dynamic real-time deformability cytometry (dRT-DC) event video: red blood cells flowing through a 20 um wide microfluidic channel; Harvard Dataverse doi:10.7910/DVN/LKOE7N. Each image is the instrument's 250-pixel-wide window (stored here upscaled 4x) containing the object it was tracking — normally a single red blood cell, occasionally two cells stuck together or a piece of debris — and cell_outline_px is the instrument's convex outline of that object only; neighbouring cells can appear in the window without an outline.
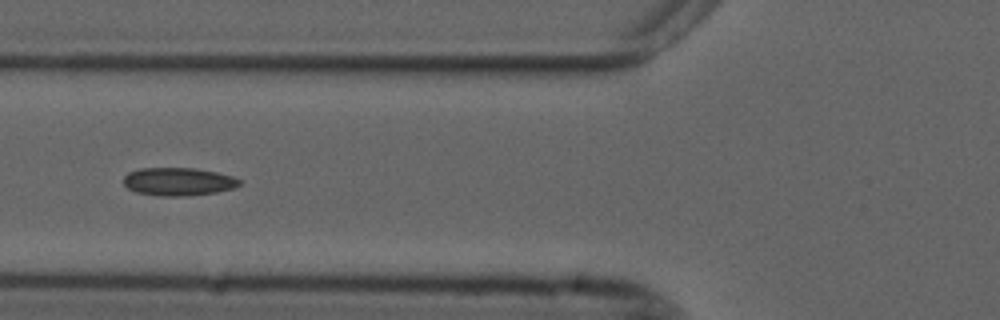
{"species": "common noctule bat (a hibernating species)", "species_latin": "Nyctalus noctula", "temperature_condition": "cold", "stored_images_in_passage": 53, "camera_frame_rate_fps": 3000, "um_per_image_px": 0.085, "animal": {"sex": "male", "forearm_length_mm": 52.5}, "frame": {"image": 1, "passage_image": 20, "time_ms": 6.333, "image_size_px": [1000, 320], "cell_outline_px": [[240, 184], [232, 188], [216, 192], [184, 196], [164, 196], [136, 192], [128, 188], [124, 184], [124, 176], [128, 172], [140, 168], [196, 168], [216, 172], [232, 176], [240, 180]], "centroid_in_image_um": [15.14, 15.43], "position_along_channel_um": 110.7, "area_um2": 18.79}}
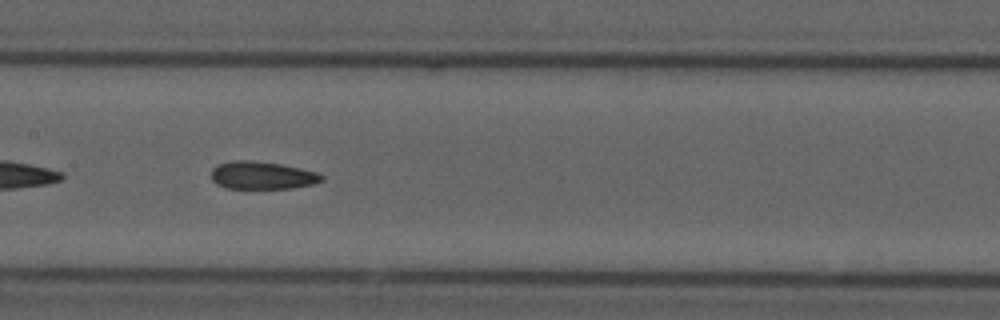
{"frame": {"image": 2, "passage_image": 26, "time_ms": 8.333, "image_size_px": [1000, 320], "cell_outline_px": [[324, 180], [312, 184], [292, 188], [228, 188], [216, 184], [212, 180], [212, 168], [216, 164], [232, 160], [252, 160], [280, 164], [300, 168], [316, 172], [324, 176]], "centroid_in_image_um": [22.26, 14.89], "position_along_channel_um": 185.1, "area_um2": 17.86}}
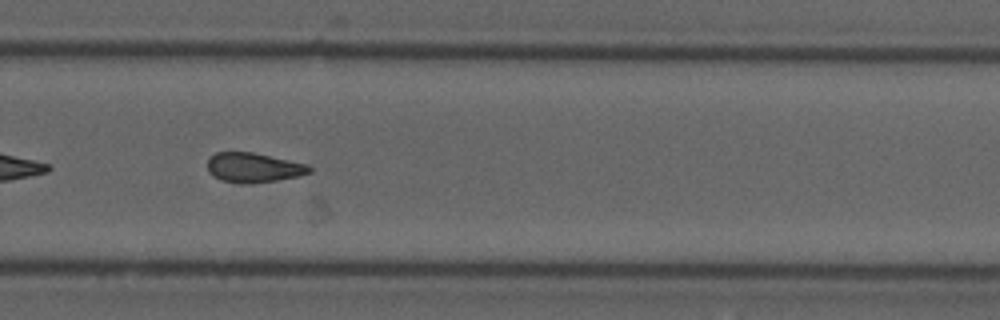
{"frame": {"image": 3, "passage_image": 36, "time_ms": 11.667, "image_size_px": [1000, 320], "cell_outline_px": [[312, 172], [300, 176], [276, 180], [244, 184], [240, 184], [220, 180], [212, 176], [208, 172], [208, 156], [216, 152], [252, 152], [308, 164], [312, 168]], "centroid_in_image_um": [21.53, 14.25], "position_along_channel_um": 308.3, "area_um2": 17.8}, "authors_computed_cell_mechanics": {"area_um2": 18.2648, "velocity_mm_per_s": 3.7099, "shape_relaxation_time_tau1_ms": null, "shape_relaxation_time_tau2_ms": 3.7095, "deformation_change_tau1": null, "deformation_change_tau2": 0.1132}}